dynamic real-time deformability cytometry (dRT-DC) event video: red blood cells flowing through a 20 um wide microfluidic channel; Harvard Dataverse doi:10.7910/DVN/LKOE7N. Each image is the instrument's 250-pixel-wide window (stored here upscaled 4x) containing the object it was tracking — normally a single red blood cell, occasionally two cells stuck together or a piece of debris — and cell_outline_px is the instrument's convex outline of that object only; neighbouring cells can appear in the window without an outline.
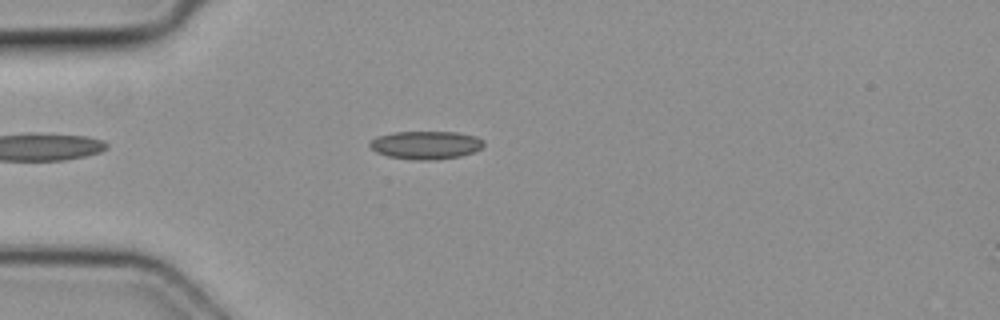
{"species": "common noctule bat (a hibernating species)", "species_latin": "Nyctalus noctula", "temperature_condition": "cold", "stored_images_in_passage": 2, "camera_frame_rate_fps": 3000, "um_per_image_px": 0.085, "animal": {"sex": "female", "body_mass_g": 19.3, "forearm_length_mm": 54.1}, "frame": {"image": 1, "passage_image": 2, "time_ms": 0.333, "image_size_px": [1000, 320], "cell_outline_px": [[484, 144], [480, 148], [472, 152], [460, 156], [436, 160], [416, 160], [388, 156], [376, 152], [368, 144], [376, 136], [396, 132], [456, 132], [476, 136], [484, 140]], "centroid_in_image_um": [36.2, 12.32], "position_along_channel_um": 48.8, "area_um2": 18.61}}